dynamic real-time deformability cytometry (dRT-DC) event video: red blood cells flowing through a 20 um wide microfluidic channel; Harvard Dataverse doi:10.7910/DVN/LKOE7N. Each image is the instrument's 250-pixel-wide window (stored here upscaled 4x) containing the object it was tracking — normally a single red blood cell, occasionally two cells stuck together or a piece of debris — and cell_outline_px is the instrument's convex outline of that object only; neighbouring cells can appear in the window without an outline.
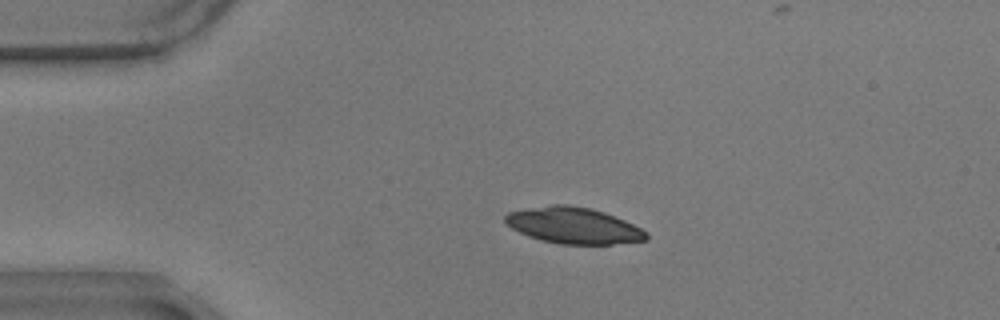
{"species": "common noctule bat (a hibernating species)", "species_latin": "Nyctalus noctula", "temperature_condition": "warm", "stored_images_in_passage": 47, "camera_frame_rate_fps": 3000, "um_per_image_px": 0.085, "animal": {"sex": "male", "body_mass_g": 17.9}, "frame": {"image": 1, "passage_image": 1, "time_ms": 0.0, "image_size_px": [1000, 320], "cell_outline_px": [[648, 240], [612, 244], [560, 244], [540, 240], [528, 236], [512, 228], [504, 220], [504, 216], [508, 212], [552, 204], [568, 204], [592, 208], [604, 212], [624, 220], [648, 232]], "centroid_in_image_um": [48.76, 19.17], "position_along_channel_um": 36.2, "area_um2": 29.77}}
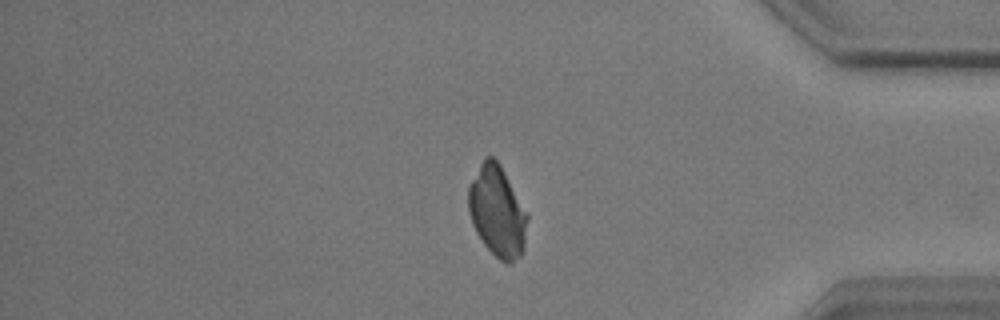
{"frame": {"image": 2, "passage_image": 37, "time_ms": 12.0, "image_size_px": [1000, 320], "cell_outline_px": [[528, 220], [524, 252], [512, 264], [504, 264], [484, 244], [476, 232], [472, 224], [468, 212], [468, 184], [484, 156], [492, 156], [500, 164], [528, 212]], "centroid_in_image_um": [42.28, 17.97], "position_along_channel_um": 392.9, "area_um2": 31.85}}